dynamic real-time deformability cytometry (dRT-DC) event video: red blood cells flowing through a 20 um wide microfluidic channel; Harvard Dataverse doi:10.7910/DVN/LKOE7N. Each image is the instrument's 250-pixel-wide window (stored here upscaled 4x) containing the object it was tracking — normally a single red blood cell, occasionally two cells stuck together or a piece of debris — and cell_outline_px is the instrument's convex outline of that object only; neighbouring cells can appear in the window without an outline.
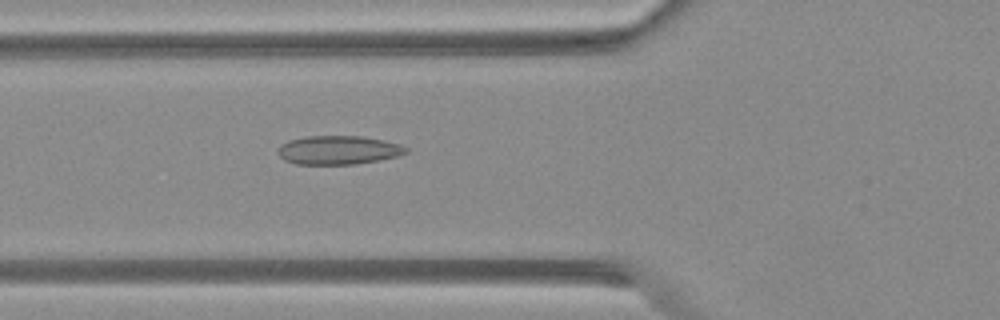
{"species": "Egyptian fruit bat (a non-hibernating species)", "species_latin": "Rousettus aegyptiacus", "temperature_condition": "warm", "stored_images_in_passage": 34, "segment_of_instrument_passage": [1, 2], "camera_frame_rate_fps": 3000, "um_per_image_px": 0.085, "animal": {"sex": "female"}, "frame": {"image": 1, "passage_image": 4, "time_ms": 1.0, "image_size_px": [1000, 320], "cell_outline_px": [[408, 152], [396, 156], [380, 160], [356, 164], [296, 164], [284, 160], [276, 152], [280, 144], [288, 140], [304, 136], [360, 136], [400, 144], [408, 148]], "centroid_in_image_um": [28.71, 12.76], "position_along_channel_um": 97.1, "area_um2": 21.5}}
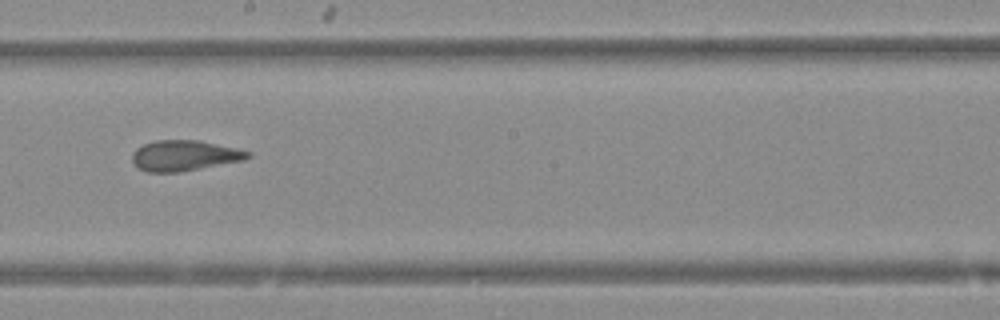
{"frame": {"image": 2, "passage_image": 14, "time_ms": 4.333, "image_size_px": [1000, 320], "cell_outline_px": [[252, 156], [244, 160], [176, 172], [148, 172], [132, 164], [132, 152], [136, 148], [144, 144], [156, 140], [196, 140], [236, 148], [252, 152]], "centroid_in_image_um": [15.65, 13.22], "position_along_channel_um": 232.5, "area_um2": 20.4}}
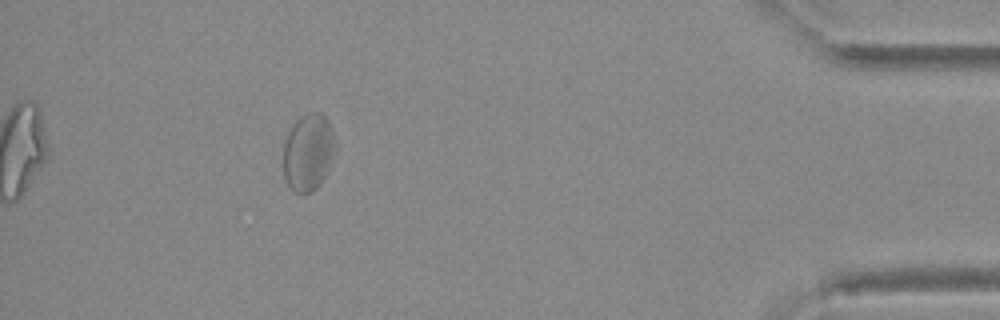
{"frame": {"image": 3, "passage_image": 31, "time_ms": 10.0, "image_size_px": [1000, 320], "cell_outline_px": [[336, 152], [328, 172], [316, 188], [312, 192], [304, 196], [292, 192], [288, 188], [284, 180], [284, 140], [292, 124], [300, 116], [308, 112], [320, 112], [328, 120], [332, 128], [336, 144]], "centroid_in_image_um": [26.2, 12.98], "position_along_channel_um": 409.0, "area_um2": 24.22}}